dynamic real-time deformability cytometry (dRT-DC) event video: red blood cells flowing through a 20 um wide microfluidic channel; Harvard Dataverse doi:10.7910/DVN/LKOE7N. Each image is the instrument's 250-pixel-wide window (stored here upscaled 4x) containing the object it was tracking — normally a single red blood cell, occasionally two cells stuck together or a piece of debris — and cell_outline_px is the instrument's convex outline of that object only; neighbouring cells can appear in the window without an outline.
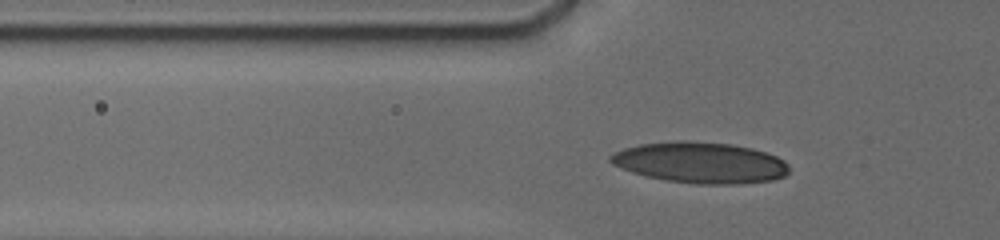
{"species": "human", "species_latin": "Homo sapiens", "temperature_condition": "cold", "stored_images_in_passage": 39, "camera_frame_rate_fps": 3000, "um_per_image_px": 0.085, "donor": {"sex": "male"}, "frame": {"image": 1, "passage_image": 11, "time_ms": 3.667, "image_size_px": [1000, 240], "cell_outline_px": [[788, 172], [784, 176], [772, 180], [740, 184], [700, 184], [664, 180], [632, 172], [620, 168], [612, 164], [608, 160], [608, 156], [624, 148], [640, 144], [676, 140], [688, 140], [732, 144], [752, 148], [768, 152], [784, 160], [788, 164]], "centroid_in_image_um": [59.53, 13.81], "position_along_channel_um": 66.3, "area_um2": 42.95}}
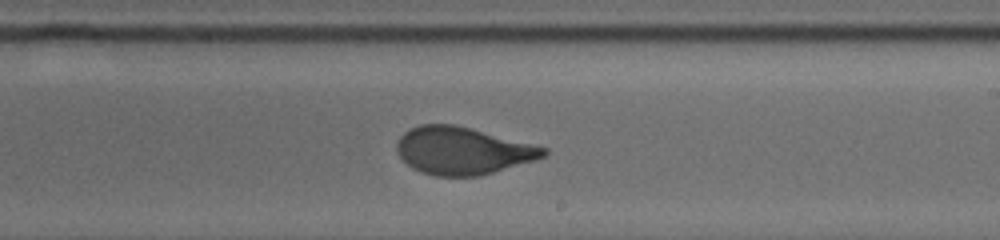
{"frame": {"image": 2, "passage_image": 28, "time_ms": 8.667, "image_size_px": [1000, 240], "cell_outline_px": [[548, 152], [544, 156], [536, 160], [480, 176], [436, 176], [420, 172], [412, 168], [396, 152], [396, 144], [400, 136], [408, 128], [420, 124], [456, 124], [548, 148]], "centroid_in_image_um": [39.3, 12.81], "position_along_channel_um": 249.7, "area_um2": 40.69}}
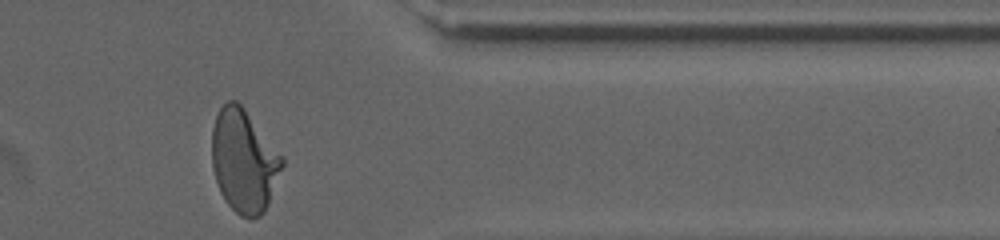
{"frame": {"image": 3, "passage_image": 39, "time_ms": 12.667, "image_size_px": [1000, 240], "cell_outline_px": [[284, 164], [268, 204], [264, 212], [260, 216], [252, 220], [240, 216], [224, 200], [220, 192], [212, 168], [212, 128], [216, 116], [220, 108], [228, 100], [236, 100], [244, 108], [284, 156]], "centroid_in_image_um": [20.74, 13.69], "position_along_channel_um": 390.7, "area_um2": 42.37}, "authors_computed_cell_mechanics": {"area_um2": 40.2866, "velocity_mm_per_s": 3.7637, "shape_relaxation_time_tau1_ms": 3.6366, "shape_relaxation_time_tau2_ms": null, "deformation_change_tau1": 0.1581, "deformation_change_tau2": null}}